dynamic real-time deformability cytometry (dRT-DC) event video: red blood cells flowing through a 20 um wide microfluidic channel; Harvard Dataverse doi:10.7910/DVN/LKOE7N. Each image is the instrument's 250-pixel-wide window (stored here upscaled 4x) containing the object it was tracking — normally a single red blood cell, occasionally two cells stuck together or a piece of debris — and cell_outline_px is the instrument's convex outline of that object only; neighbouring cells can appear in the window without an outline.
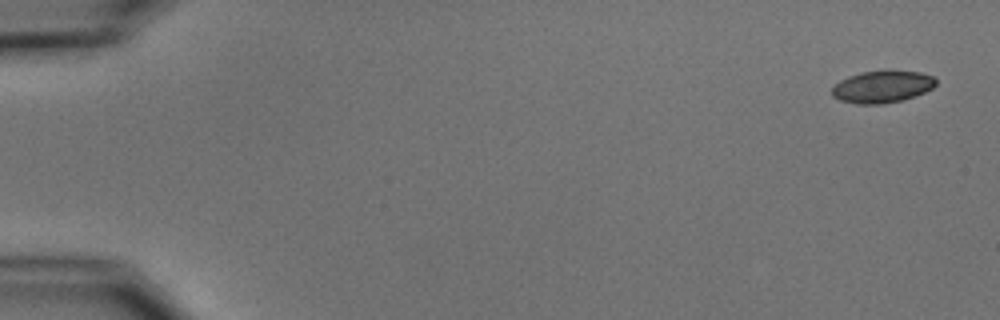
{"species": "common noctule bat (a hibernating species)", "species_latin": "Nyctalus noctula", "temperature_condition": "cold", "stored_images_in_passage": 6, "camera_frame_rate_fps": 3000, "um_per_image_px": 0.085, "animal": {"sex": "male", "body_mass_g": 15.6}, "frame": {"image": 1, "passage_image": 1, "time_ms": 0.0, "image_size_px": [1000, 320], "cell_outline_px": [[936, 84], [932, 88], [924, 92], [904, 100], [880, 104], [856, 104], [840, 100], [832, 96], [832, 88], [840, 80], [848, 76], [860, 72], [888, 68], [920, 72], [936, 76]], "centroid_in_image_um": [75.01, 7.33], "position_along_channel_um": 10.0, "area_um2": 20.06}}